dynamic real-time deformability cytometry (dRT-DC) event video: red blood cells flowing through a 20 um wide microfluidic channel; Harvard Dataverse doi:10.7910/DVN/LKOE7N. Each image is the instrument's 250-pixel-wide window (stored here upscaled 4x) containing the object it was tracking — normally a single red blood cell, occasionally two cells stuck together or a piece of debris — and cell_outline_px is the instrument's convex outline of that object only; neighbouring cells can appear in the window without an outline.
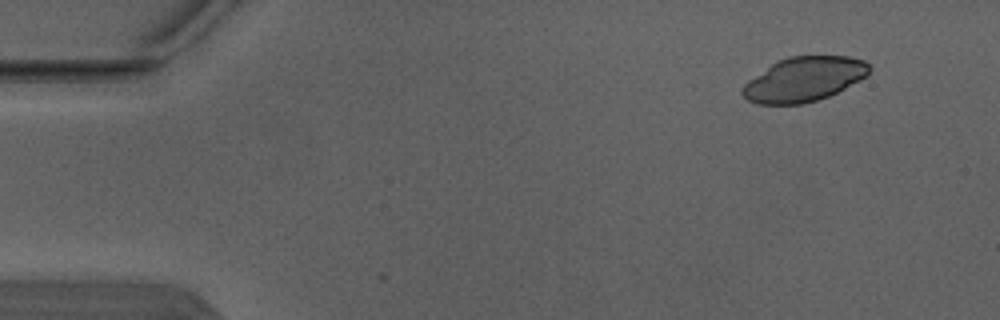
{"species": "Egyptian fruit bat (a non-hibernating species)", "species_latin": "Rousettus aegyptiacus", "temperature_condition": "warm", "stored_images_in_passage": 2, "segment_of_instrument_passage": [2, 2], "camera_frame_rate_fps": 3000, "um_per_image_px": 0.085, "animal": {"sex": "male"}, "frame": {"image": 1, "passage_image": 2, "time_ms": 0.333, "image_size_px": [1000, 320], "cell_outline_px": [[872, 68], [868, 76], [828, 96], [804, 104], [756, 104], [748, 100], [740, 92], [744, 84], [748, 80], [776, 60], [788, 56], [848, 56], [864, 60]], "centroid_in_image_um": [68.33, 6.73], "position_along_channel_um": 16.7, "area_um2": 33.0}}